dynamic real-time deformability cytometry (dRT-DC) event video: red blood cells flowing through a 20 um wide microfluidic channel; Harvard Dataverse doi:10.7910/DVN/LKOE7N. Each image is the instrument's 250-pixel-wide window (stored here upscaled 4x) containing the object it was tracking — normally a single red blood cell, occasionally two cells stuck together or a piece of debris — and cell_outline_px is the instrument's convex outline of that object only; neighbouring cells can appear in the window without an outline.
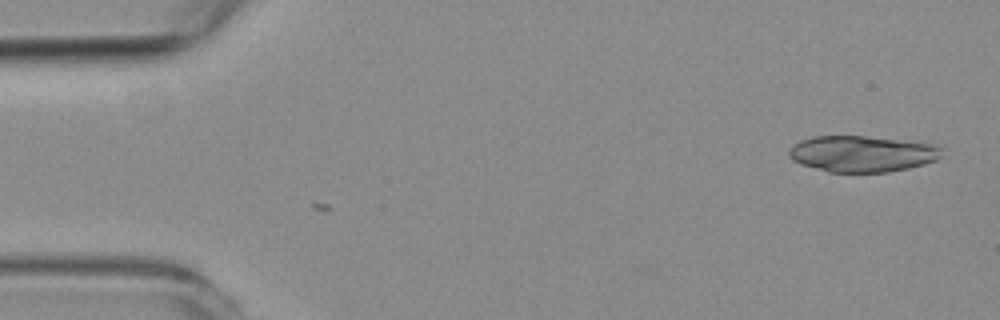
{"species": "common noctule bat (a hibernating species)", "species_latin": "Nyctalus noctula", "temperature_condition": "room temperature", "stored_images_in_passage": 9, "camera_frame_rate_fps": 3000, "um_per_image_px": 0.085, "animal": {"sex": "female", "body_mass_g": 19.3, "forearm_length_mm": 54.1}, "frame": {"image": 1, "passage_image": 9, "time_ms": 2.667, "image_size_px": [1000, 320], "cell_outline_px": [[940, 156], [936, 160], [924, 164], [908, 168], [888, 172], [828, 172], [800, 164], [792, 160], [788, 156], [788, 152], [792, 144], [800, 140], [812, 136], [864, 136], [936, 144], [940, 148]], "centroid_in_image_um": [73.22, 13.07], "position_along_channel_um": 11.8, "area_um2": 32.25}}